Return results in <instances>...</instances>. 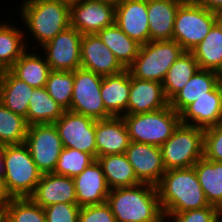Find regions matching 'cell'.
<instances>
[{
	"instance_id": "7a4b0ae2",
	"label": "cell",
	"mask_w": 222,
	"mask_h": 222,
	"mask_svg": "<svg viewBox=\"0 0 222 222\" xmlns=\"http://www.w3.org/2000/svg\"><path fill=\"white\" fill-rule=\"evenodd\" d=\"M156 188L163 212L209 206L194 167L166 170Z\"/></svg>"
},
{
	"instance_id": "f546056e",
	"label": "cell",
	"mask_w": 222,
	"mask_h": 222,
	"mask_svg": "<svg viewBox=\"0 0 222 222\" xmlns=\"http://www.w3.org/2000/svg\"><path fill=\"white\" fill-rule=\"evenodd\" d=\"M45 59V60H44ZM16 77L34 88L45 87L51 71L46 58L26 50L9 69Z\"/></svg>"
},
{
	"instance_id": "b9f144b4",
	"label": "cell",
	"mask_w": 222,
	"mask_h": 222,
	"mask_svg": "<svg viewBox=\"0 0 222 222\" xmlns=\"http://www.w3.org/2000/svg\"><path fill=\"white\" fill-rule=\"evenodd\" d=\"M204 8L211 12L222 11V0H196Z\"/></svg>"
},
{
	"instance_id": "484cf974",
	"label": "cell",
	"mask_w": 222,
	"mask_h": 222,
	"mask_svg": "<svg viewBox=\"0 0 222 222\" xmlns=\"http://www.w3.org/2000/svg\"><path fill=\"white\" fill-rule=\"evenodd\" d=\"M109 189L133 187L141 184L125 153L97 157Z\"/></svg>"
},
{
	"instance_id": "836d02e7",
	"label": "cell",
	"mask_w": 222,
	"mask_h": 222,
	"mask_svg": "<svg viewBox=\"0 0 222 222\" xmlns=\"http://www.w3.org/2000/svg\"><path fill=\"white\" fill-rule=\"evenodd\" d=\"M28 124L0 102V147L23 144L26 139Z\"/></svg>"
},
{
	"instance_id": "d6986e66",
	"label": "cell",
	"mask_w": 222,
	"mask_h": 222,
	"mask_svg": "<svg viewBox=\"0 0 222 222\" xmlns=\"http://www.w3.org/2000/svg\"><path fill=\"white\" fill-rule=\"evenodd\" d=\"M30 198L42 208L56 203L77 204L74 180L53 172L44 173Z\"/></svg>"
},
{
	"instance_id": "4dcf8cb0",
	"label": "cell",
	"mask_w": 222,
	"mask_h": 222,
	"mask_svg": "<svg viewBox=\"0 0 222 222\" xmlns=\"http://www.w3.org/2000/svg\"><path fill=\"white\" fill-rule=\"evenodd\" d=\"M191 53L200 69L215 71L222 75V32L216 24Z\"/></svg>"
},
{
	"instance_id": "83f0119b",
	"label": "cell",
	"mask_w": 222,
	"mask_h": 222,
	"mask_svg": "<svg viewBox=\"0 0 222 222\" xmlns=\"http://www.w3.org/2000/svg\"><path fill=\"white\" fill-rule=\"evenodd\" d=\"M66 110L47 92L46 87L34 88L29 99L26 122L28 125L56 122Z\"/></svg>"
},
{
	"instance_id": "c3c4849f",
	"label": "cell",
	"mask_w": 222,
	"mask_h": 222,
	"mask_svg": "<svg viewBox=\"0 0 222 222\" xmlns=\"http://www.w3.org/2000/svg\"><path fill=\"white\" fill-rule=\"evenodd\" d=\"M104 2L110 3L114 6L118 5L122 0H102Z\"/></svg>"
},
{
	"instance_id": "ffe728a7",
	"label": "cell",
	"mask_w": 222,
	"mask_h": 222,
	"mask_svg": "<svg viewBox=\"0 0 222 222\" xmlns=\"http://www.w3.org/2000/svg\"><path fill=\"white\" fill-rule=\"evenodd\" d=\"M77 204L80 207L106 203L109 187L101 165L95 160L78 176L73 178Z\"/></svg>"
},
{
	"instance_id": "7bdbcfd3",
	"label": "cell",
	"mask_w": 222,
	"mask_h": 222,
	"mask_svg": "<svg viewBox=\"0 0 222 222\" xmlns=\"http://www.w3.org/2000/svg\"><path fill=\"white\" fill-rule=\"evenodd\" d=\"M11 197L7 194L4 182L2 179H0V218L2 217L4 210L9 203Z\"/></svg>"
},
{
	"instance_id": "d4e9b609",
	"label": "cell",
	"mask_w": 222,
	"mask_h": 222,
	"mask_svg": "<svg viewBox=\"0 0 222 222\" xmlns=\"http://www.w3.org/2000/svg\"><path fill=\"white\" fill-rule=\"evenodd\" d=\"M33 89L10 70H5L0 80V102L12 112L26 118Z\"/></svg>"
},
{
	"instance_id": "1f68e13d",
	"label": "cell",
	"mask_w": 222,
	"mask_h": 222,
	"mask_svg": "<svg viewBox=\"0 0 222 222\" xmlns=\"http://www.w3.org/2000/svg\"><path fill=\"white\" fill-rule=\"evenodd\" d=\"M198 69L199 65L193 54L184 51L171 65L162 82L164 94L168 101L184 87Z\"/></svg>"
},
{
	"instance_id": "2e32d148",
	"label": "cell",
	"mask_w": 222,
	"mask_h": 222,
	"mask_svg": "<svg viewBox=\"0 0 222 222\" xmlns=\"http://www.w3.org/2000/svg\"><path fill=\"white\" fill-rule=\"evenodd\" d=\"M192 121V122H191ZM181 124L206 129L222 124V81L180 113Z\"/></svg>"
},
{
	"instance_id": "8992f818",
	"label": "cell",
	"mask_w": 222,
	"mask_h": 222,
	"mask_svg": "<svg viewBox=\"0 0 222 222\" xmlns=\"http://www.w3.org/2000/svg\"><path fill=\"white\" fill-rule=\"evenodd\" d=\"M183 52L175 40L148 41L140 45L137 57L128 70L137 79L162 83L171 65Z\"/></svg>"
},
{
	"instance_id": "ee69618b",
	"label": "cell",
	"mask_w": 222,
	"mask_h": 222,
	"mask_svg": "<svg viewBox=\"0 0 222 222\" xmlns=\"http://www.w3.org/2000/svg\"><path fill=\"white\" fill-rule=\"evenodd\" d=\"M5 174V164H4V158H3V146L0 147V179H4Z\"/></svg>"
},
{
	"instance_id": "8d00e7d4",
	"label": "cell",
	"mask_w": 222,
	"mask_h": 222,
	"mask_svg": "<svg viewBox=\"0 0 222 222\" xmlns=\"http://www.w3.org/2000/svg\"><path fill=\"white\" fill-rule=\"evenodd\" d=\"M95 160L91 154L86 152L73 148H63L53 173L74 178Z\"/></svg>"
},
{
	"instance_id": "e0dca14e",
	"label": "cell",
	"mask_w": 222,
	"mask_h": 222,
	"mask_svg": "<svg viewBox=\"0 0 222 222\" xmlns=\"http://www.w3.org/2000/svg\"><path fill=\"white\" fill-rule=\"evenodd\" d=\"M115 24L140 45L150 41L147 0H122L115 6Z\"/></svg>"
},
{
	"instance_id": "74e56055",
	"label": "cell",
	"mask_w": 222,
	"mask_h": 222,
	"mask_svg": "<svg viewBox=\"0 0 222 222\" xmlns=\"http://www.w3.org/2000/svg\"><path fill=\"white\" fill-rule=\"evenodd\" d=\"M218 208L213 205L183 212H163L165 219L173 222H215Z\"/></svg>"
},
{
	"instance_id": "681fc988",
	"label": "cell",
	"mask_w": 222,
	"mask_h": 222,
	"mask_svg": "<svg viewBox=\"0 0 222 222\" xmlns=\"http://www.w3.org/2000/svg\"><path fill=\"white\" fill-rule=\"evenodd\" d=\"M5 73V69L2 67V65L0 64V80L2 79V77L4 76Z\"/></svg>"
},
{
	"instance_id": "f35d334b",
	"label": "cell",
	"mask_w": 222,
	"mask_h": 222,
	"mask_svg": "<svg viewBox=\"0 0 222 222\" xmlns=\"http://www.w3.org/2000/svg\"><path fill=\"white\" fill-rule=\"evenodd\" d=\"M203 157L222 162V124L204 129Z\"/></svg>"
},
{
	"instance_id": "ac0fdd59",
	"label": "cell",
	"mask_w": 222,
	"mask_h": 222,
	"mask_svg": "<svg viewBox=\"0 0 222 222\" xmlns=\"http://www.w3.org/2000/svg\"><path fill=\"white\" fill-rule=\"evenodd\" d=\"M169 106L162 83L140 80L130 73V93L127 114L154 112Z\"/></svg>"
},
{
	"instance_id": "7402d4cb",
	"label": "cell",
	"mask_w": 222,
	"mask_h": 222,
	"mask_svg": "<svg viewBox=\"0 0 222 222\" xmlns=\"http://www.w3.org/2000/svg\"><path fill=\"white\" fill-rule=\"evenodd\" d=\"M184 0H147L150 41L172 40L174 21Z\"/></svg>"
},
{
	"instance_id": "6da1fadb",
	"label": "cell",
	"mask_w": 222,
	"mask_h": 222,
	"mask_svg": "<svg viewBox=\"0 0 222 222\" xmlns=\"http://www.w3.org/2000/svg\"><path fill=\"white\" fill-rule=\"evenodd\" d=\"M106 203L116 222H165L155 185L141 183L109 191Z\"/></svg>"
},
{
	"instance_id": "4316f807",
	"label": "cell",
	"mask_w": 222,
	"mask_h": 222,
	"mask_svg": "<svg viewBox=\"0 0 222 222\" xmlns=\"http://www.w3.org/2000/svg\"><path fill=\"white\" fill-rule=\"evenodd\" d=\"M97 35L125 69L133 64L140 44L128 37L115 23L105 27Z\"/></svg>"
},
{
	"instance_id": "d6a6232c",
	"label": "cell",
	"mask_w": 222,
	"mask_h": 222,
	"mask_svg": "<svg viewBox=\"0 0 222 222\" xmlns=\"http://www.w3.org/2000/svg\"><path fill=\"white\" fill-rule=\"evenodd\" d=\"M24 31L6 22L0 23V64L9 70L26 51Z\"/></svg>"
},
{
	"instance_id": "ab89813d",
	"label": "cell",
	"mask_w": 222,
	"mask_h": 222,
	"mask_svg": "<svg viewBox=\"0 0 222 222\" xmlns=\"http://www.w3.org/2000/svg\"><path fill=\"white\" fill-rule=\"evenodd\" d=\"M81 207L74 203H56L44 208L47 222H78Z\"/></svg>"
},
{
	"instance_id": "f1b7e54d",
	"label": "cell",
	"mask_w": 222,
	"mask_h": 222,
	"mask_svg": "<svg viewBox=\"0 0 222 222\" xmlns=\"http://www.w3.org/2000/svg\"><path fill=\"white\" fill-rule=\"evenodd\" d=\"M193 167L209 205L222 208V162L203 157Z\"/></svg>"
},
{
	"instance_id": "7dc6e473",
	"label": "cell",
	"mask_w": 222,
	"mask_h": 222,
	"mask_svg": "<svg viewBox=\"0 0 222 222\" xmlns=\"http://www.w3.org/2000/svg\"><path fill=\"white\" fill-rule=\"evenodd\" d=\"M57 1L64 2L68 5H72V4L78 3L80 0H57Z\"/></svg>"
},
{
	"instance_id": "603a6c76",
	"label": "cell",
	"mask_w": 222,
	"mask_h": 222,
	"mask_svg": "<svg viewBox=\"0 0 222 222\" xmlns=\"http://www.w3.org/2000/svg\"><path fill=\"white\" fill-rule=\"evenodd\" d=\"M222 81V75L211 70L198 69L184 87L169 101V106L181 113L189 104L206 96Z\"/></svg>"
},
{
	"instance_id": "bcb514c9",
	"label": "cell",
	"mask_w": 222,
	"mask_h": 222,
	"mask_svg": "<svg viewBox=\"0 0 222 222\" xmlns=\"http://www.w3.org/2000/svg\"><path fill=\"white\" fill-rule=\"evenodd\" d=\"M215 222H222V208H218Z\"/></svg>"
},
{
	"instance_id": "4fadbf2b",
	"label": "cell",
	"mask_w": 222,
	"mask_h": 222,
	"mask_svg": "<svg viewBox=\"0 0 222 222\" xmlns=\"http://www.w3.org/2000/svg\"><path fill=\"white\" fill-rule=\"evenodd\" d=\"M115 23V6L102 0H80L70 5V26L82 35L97 34Z\"/></svg>"
},
{
	"instance_id": "9a60e30c",
	"label": "cell",
	"mask_w": 222,
	"mask_h": 222,
	"mask_svg": "<svg viewBox=\"0 0 222 222\" xmlns=\"http://www.w3.org/2000/svg\"><path fill=\"white\" fill-rule=\"evenodd\" d=\"M80 68L101 76L116 75L125 68L97 34L82 35Z\"/></svg>"
},
{
	"instance_id": "5bb4252c",
	"label": "cell",
	"mask_w": 222,
	"mask_h": 222,
	"mask_svg": "<svg viewBox=\"0 0 222 222\" xmlns=\"http://www.w3.org/2000/svg\"><path fill=\"white\" fill-rule=\"evenodd\" d=\"M125 155L141 183L156 186L166 172L158 146L130 141Z\"/></svg>"
},
{
	"instance_id": "e575fe53",
	"label": "cell",
	"mask_w": 222,
	"mask_h": 222,
	"mask_svg": "<svg viewBox=\"0 0 222 222\" xmlns=\"http://www.w3.org/2000/svg\"><path fill=\"white\" fill-rule=\"evenodd\" d=\"M1 219L2 222H47L44 208L30 197L11 198Z\"/></svg>"
},
{
	"instance_id": "ba28073f",
	"label": "cell",
	"mask_w": 222,
	"mask_h": 222,
	"mask_svg": "<svg viewBox=\"0 0 222 222\" xmlns=\"http://www.w3.org/2000/svg\"><path fill=\"white\" fill-rule=\"evenodd\" d=\"M214 24V12L208 11L197 1L184 0L177 9L172 40L184 51L191 52L207 36Z\"/></svg>"
},
{
	"instance_id": "3957f363",
	"label": "cell",
	"mask_w": 222,
	"mask_h": 222,
	"mask_svg": "<svg viewBox=\"0 0 222 222\" xmlns=\"http://www.w3.org/2000/svg\"><path fill=\"white\" fill-rule=\"evenodd\" d=\"M23 1L21 17L40 47L70 26V5L57 0Z\"/></svg>"
},
{
	"instance_id": "d590c367",
	"label": "cell",
	"mask_w": 222,
	"mask_h": 222,
	"mask_svg": "<svg viewBox=\"0 0 222 222\" xmlns=\"http://www.w3.org/2000/svg\"><path fill=\"white\" fill-rule=\"evenodd\" d=\"M73 71L51 70L46 89L48 94L65 110H69L73 95Z\"/></svg>"
},
{
	"instance_id": "8fae6325",
	"label": "cell",
	"mask_w": 222,
	"mask_h": 222,
	"mask_svg": "<svg viewBox=\"0 0 222 222\" xmlns=\"http://www.w3.org/2000/svg\"><path fill=\"white\" fill-rule=\"evenodd\" d=\"M64 148H73L91 154L96 159V120L83 114L66 110L54 122Z\"/></svg>"
},
{
	"instance_id": "44dd1931",
	"label": "cell",
	"mask_w": 222,
	"mask_h": 222,
	"mask_svg": "<svg viewBox=\"0 0 222 222\" xmlns=\"http://www.w3.org/2000/svg\"><path fill=\"white\" fill-rule=\"evenodd\" d=\"M96 158L108 154L126 152L130 139L122 117L96 120L95 128Z\"/></svg>"
},
{
	"instance_id": "277c9868",
	"label": "cell",
	"mask_w": 222,
	"mask_h": 222,
	"mask_svg": "<svg viewBox=\"0 0 222 222\" xmlns=\"http://www.w3.org/2000/svg\"><path fill=\"white\" fill-rule=\"evenodd\" d=\"M5 164L4 187L11 198L30 197L42 176L23 144L3 146Z\"/></svg>"
},
{
	"instance_id": "cb8c5ba5",
	"label": "cell",
	"mask_w": 222,
	"mask_h": 222,
	"mask_svg": "<svg viewBox=\"0 0 222 222\" xmlns=\"http://www.w3.org/2000/svg\"><path fill=\"white\" fill-rule=\"evenodd\" d=\"M130 93V71L125 69L116 75L103 76L101 98L105 110L113 117L127 115Z\"/></svg>"
},
{
	"instance_id": "7c38bea8",
	"label": "cell",
	"mask_w": 222,
	"mask_h": 222,
	"mask_svg": "<svg viewBox=\"0 0 222 222\" xmlns=\"http://www.w3.org/2000/svg\"><path fill=\"white\" fill-rule=\"evenodd\" d=\"M82 34L69 26L45 43V58L51 70L74 71L81 66Z\"/></svg>"
},
{
	"instance_id": "5b68a950",
	"label": "cell",
	"mask_w": 222,
	"mask_h": 222,
	"mask_svg": "<svg viewBox=\"0 0 222 222\" xmlns=\"http://www.w3.org/2000/svg\"><path fill=\"white\" fill-rule=\"evenodd\" d=\"M132 142H139L160 147L179 126L180 114L170 106L163 109L122 116Z\"/></svg>"
},
{
	"instance_id": "f6af8a7d",
	"label": "cell",
	"mask_w": 222,
	"mask_h": 222,
	"mask_svg": "<svg viewBox=\"0 0 222 222\" xmlns=\"http://www.w3.org/2000/svg\"><path fill=\"white\" fill-rule=\"evenodd\" d=\"M215 24L222 32V11L215 12Z\"/></svg>"
},
{
	"instance_id": "30bf717a",
	"label": "cell",
	"mask_w": 222,
	"mask_h": 222,
	"mask_svg": "<svg viewBox=\"0 0 222 222\" xmlns=\"http://www.w3.org/2000/svg\"><path fill=\"white\" fill-rule=\"evenodd\" d=\"M24 144L42 174L54 172L64 148L54 123L29 125Z\"/></svg>"
},
{
	"instance_id": "9c48e42d",
	"label": "cell",
	"mask_w": 222,
	"mask_h": 222,
	"mask_svg": "<svg viewBox=\"0 0 222 222\" xmlns=\"http://www.w3.org/2000/svg\"><path fill=\"white\" fill-rule=\"evenodd\" d=\"M73 79L70 111L83 114L95 120L112 117L105 110L103 99L100 95L103 76L78 68L73 71Z\"/></svg>"
},
{
	"instance_id": "52a82bcc",
	"label": "cell",
	"mask_w": 222,
	"mask_h": 222,
	"mask_svg": "<svg viewBox=\"0 0 222 222\" xmlns=\"http://www.w3.org/2000/svg\"><path fill=\"white\" fill-rule=\"evenodd\" d=\"M204 129L179 124L172 136L160 146L166 170L190 168L203 158Z\"/></svg>"
},
{
	"instance_id": "60d3db41",
	"label": "cell",
	"mask_w": 222,
	"mask_h": 222,
	"mask_svg": "<svg viewBox=\"0 0 222 222\" xmlns=\"http://www.w3.org/2000/svg\"><path fill=\"white\" fill-rule=\"evenodd\" d=\"M78 222H116L107 203L81 207Z\"/></svg>"
}]
</instances>
